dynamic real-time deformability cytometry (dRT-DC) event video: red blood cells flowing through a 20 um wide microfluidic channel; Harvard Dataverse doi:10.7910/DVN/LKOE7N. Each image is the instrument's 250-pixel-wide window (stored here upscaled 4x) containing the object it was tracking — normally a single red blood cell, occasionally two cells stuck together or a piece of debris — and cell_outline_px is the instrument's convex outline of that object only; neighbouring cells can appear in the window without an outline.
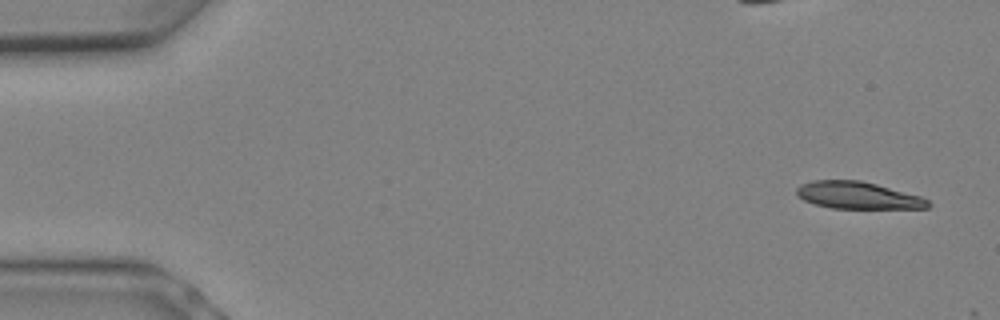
{"species": "Egyptian fruit bat (a non-hibernating species)", "species_latin": "Rousettus aegyptiacus", "temperature_condition": "warm", "stored_images_in_passage": 4, "camera_frame_rate_fps": 3000, "um_per_image_px": 0.085, "animal": {"sex": "female"}, "frame": {"image": 1, "passage_image": 1, "time_ms": 0.0, "image_size_px": [1000, 320], "cell_outline_px": [[932, 204], [928, 208], [832, 208], [816, 204], [804, 200], [796, 196], [796, 188], [800, 184], [812, 180], [860, 180], [876, 184], [920, 196], [928, 200]], "centroid_in_image_um": [72.89, 16.6], "position_along_channel_um": 12.1, "area_um2": 20.69}}